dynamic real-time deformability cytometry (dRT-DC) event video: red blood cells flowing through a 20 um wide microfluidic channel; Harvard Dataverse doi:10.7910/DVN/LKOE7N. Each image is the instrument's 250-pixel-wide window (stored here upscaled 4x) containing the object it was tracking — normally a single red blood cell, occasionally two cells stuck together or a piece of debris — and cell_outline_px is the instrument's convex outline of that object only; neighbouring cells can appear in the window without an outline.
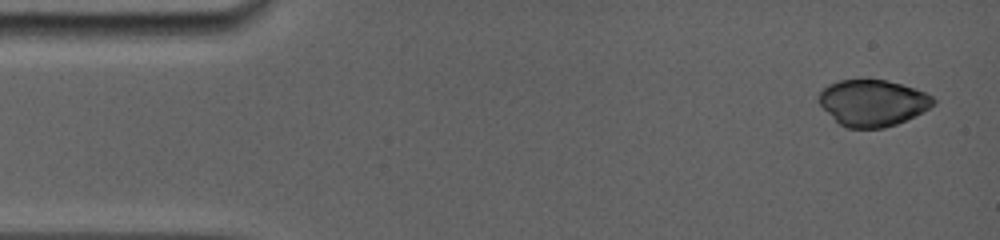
{"species": "common noctule bat (a hibernating species)", "species_latin": "Nyctalus noctula", "temperature_condition": "room temperature", "stored_images_in_passage": 4, "camera_frame_rate_fps": 5000, "um_per_image_px": 0.085, "animal": {"sex": "female", "body_mass_g": 19.0, "forearm_length_mm": 56.7}, "frame": {"image": 1, "passage_image": 1, "time_ms": 0.0, "image_size_px": [1000, 240], "cell_outline_px": [[936, 104], [916, 116], [896, 124], [884, 128], [848, 128], [840, 124], [816, 100], [820, 92], [828, 84], [840, 80], [884, 80], [900, 84], [924, 92], [932, 96], [936, 100]], "centroid_in_image_um": [74.19, 8.75], "position_along_channel_um": 10.8, "area_um2": 30.75}}